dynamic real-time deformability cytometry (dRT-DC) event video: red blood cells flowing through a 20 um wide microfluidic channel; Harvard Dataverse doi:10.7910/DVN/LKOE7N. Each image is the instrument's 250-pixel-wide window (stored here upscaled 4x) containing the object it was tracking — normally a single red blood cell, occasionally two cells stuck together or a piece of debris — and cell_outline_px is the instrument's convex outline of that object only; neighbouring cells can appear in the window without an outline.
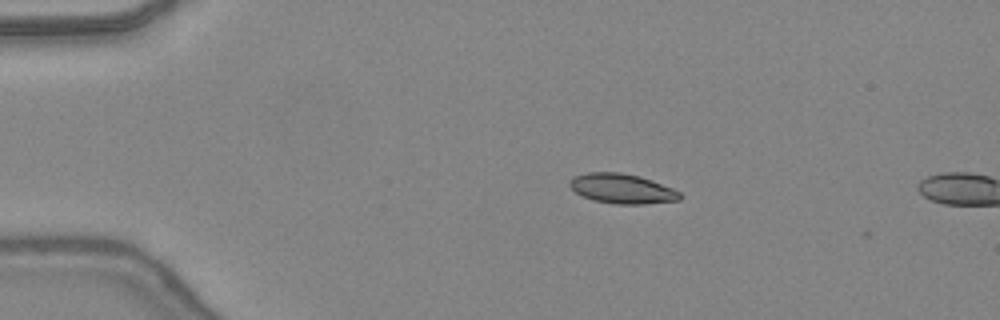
{"species": "common noctule bat (a hibernating species)", "species_latin": "Nyctalus noctula", "temperature_condition": "warm", "stored_images_in_passage": 3, "camera_frame_rate_fps": 3000, "um_per_image_px": 0.085, "animal": {"sex": "female", "body_mass_g": 24.6, "forearm_length_mm": 56.2}, "frame": {"image": 1, "passage_image": 1, "time_ms": 0.0, "image_size_px": [1000, 320], "cell_outline_px": [[680, 200], [644, 204], [616, 204], [592, 200], [576, 192], [568, 184], [572, 176], [588, 172], [620, 172], [640, 176], [652, 180], [672, 188], [680, 192]], "centroid_in_image_um": [52.86, 16.03], "position_along_channel_um": 32.1, "area_um2": 19.13}}